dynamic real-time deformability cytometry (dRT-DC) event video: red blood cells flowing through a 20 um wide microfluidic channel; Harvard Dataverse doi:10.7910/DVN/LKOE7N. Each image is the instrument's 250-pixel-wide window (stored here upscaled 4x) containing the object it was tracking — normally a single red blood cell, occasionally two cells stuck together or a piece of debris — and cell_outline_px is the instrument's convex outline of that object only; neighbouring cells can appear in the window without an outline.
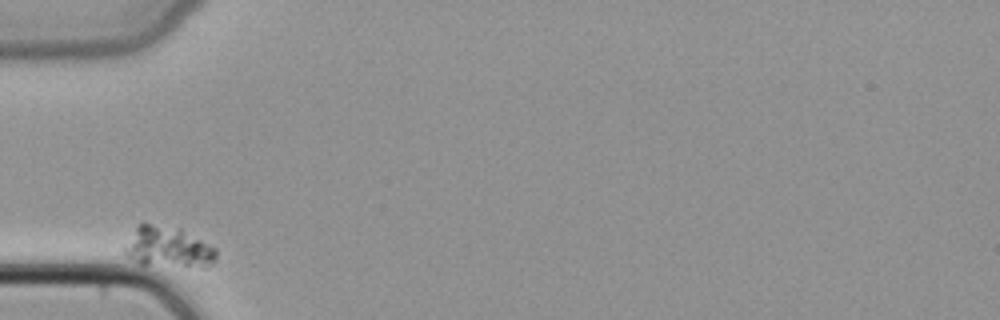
{"species": "common noctule bat (a hibernating species)", "species_latin": "Nyctalus noctula", "temperature_condition": "cold", "stored_images_in_passage": 28, "camera_frame_rate_fps": 3000, "um_per_image_px": 0.085, "animal": {"sex": "female", "body_mass_g": 22.7, "forearm_length_mm": 54.2}, "frame": {"image": 1, "passage_image": 1, "time_ms": 0.0, "image_size_px": [1000, 320], "cell_outline_px": [[216, 260], [212, 264], [204, 268], [140, 264], [128, 256], [124, 252], [124, 248], [136, 228], [140, 224], [148, 224], [180, 228], [216, 248]], "centroid_in_image_um": [14.35, 21.05], "position_along_channel_um": 70.7, "area_um2": 21.56}}
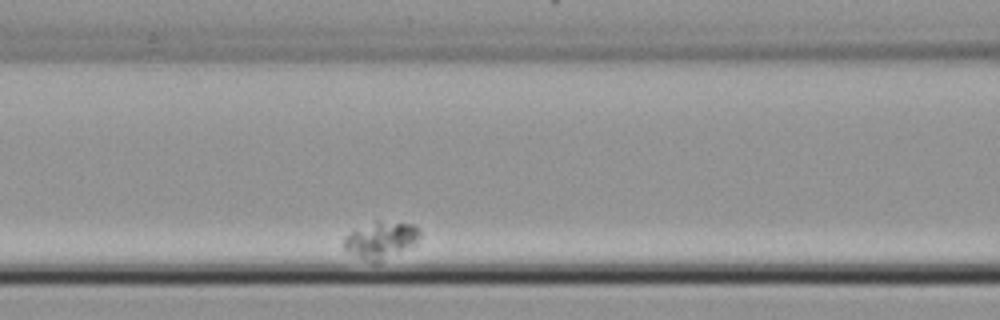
{"frame": {"image": 2, "passage_image": 7, "time_ms": 2.0, "image_size_px": [1000, 320], "cell_outline_px": [[420, 236], [416, 244], [376, 264], [372, 264], [348, 252], [344, 248], [344, 236], [356, 228], [376, 220], [412, 224], [420, 228]], "centroid_in_image_um": [32.37, 20.41], "position_along_channel_um": 134.2, "area_um2": 16.65}}
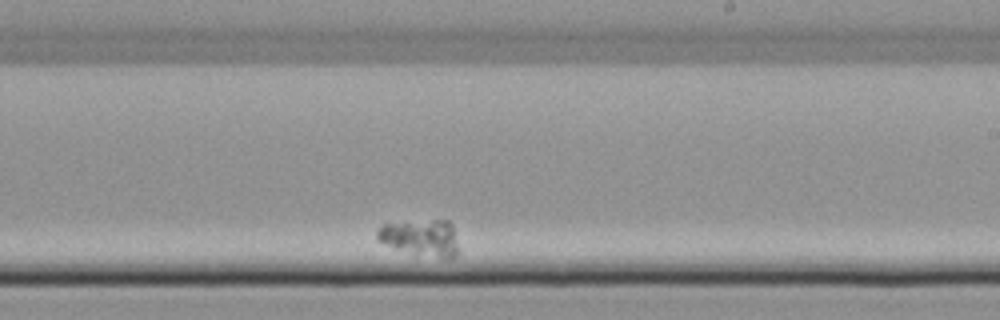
{"frame": {"image": 3, "passage_image": 18, "time_ms": 5.667, "image_size_px": [1000, 320], "cell_outline_px": [[456, 256], [452, 260], [444, 260], [396, 248], [380, 240], [376, 236], [376, 232], [384, 224], [432, 220], [448, 220], [452, 224], [456, 244]], "centroid_in_image_um": [35.83, 20.22], "position_along_channel_um": 253.2, "area_um2": 16.88}}